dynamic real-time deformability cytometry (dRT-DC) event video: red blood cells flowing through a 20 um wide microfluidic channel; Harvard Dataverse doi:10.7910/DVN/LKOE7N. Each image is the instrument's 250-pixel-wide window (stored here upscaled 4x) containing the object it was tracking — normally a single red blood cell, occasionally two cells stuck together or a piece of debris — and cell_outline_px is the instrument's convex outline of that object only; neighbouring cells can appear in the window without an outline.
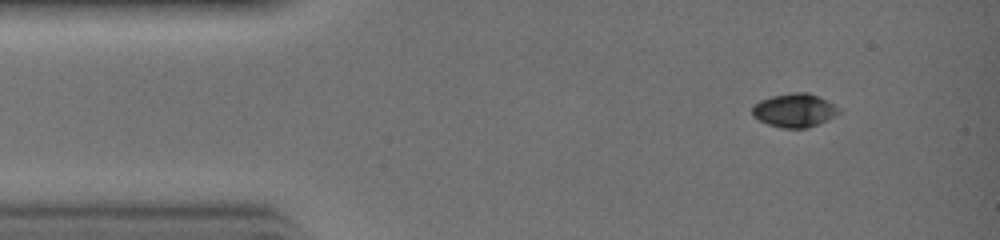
{"species": "common noctule bat (a hibernating species)", "species_latin": "Nyctalus noctula", "temperature_condition": "warm", "stored_images_in_passage": 29, "camera_frame_rate_fps": 3000, "um_per_image_px": 0.085, "animal": {"sex": "female", "body_mass_g": 19.0, "forearm_length_mm": 51.5}, "frame": {"image": 1, "passage_image": 1, "time_ms": 0.0, "image_size_px": [1000, 240], "cell_outline_px": [[840, 112], [828, 120], [808, 128], [784, 128], [768, 124], [752, 116], [752, 104], [760, 100], [772, 96], [792, 92], [808, 92], [840, 108]], "centroid_in_image_um": [67.5, 9.38], "position_along_channel_um": 17.5, "area_um2": 16.88}}
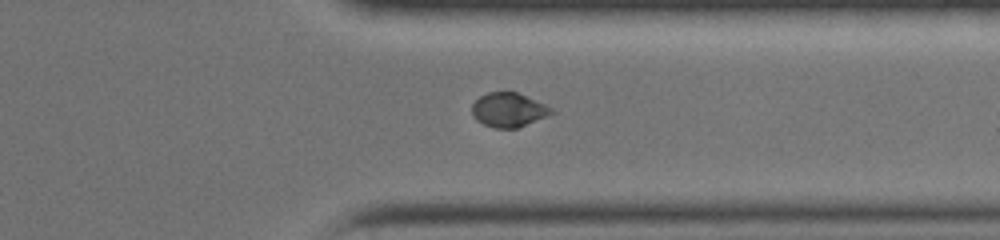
{"frame": {"image": 2, "passage_image": 22, "time_ms": 7.0, "image_size_px": [1000, 240], "cell_outline_px": [[556, 112], [516, 128], [496, 128], [484, 124], [476, 120], [472, 116], [472, 104], [480, 96], [488, 92], [504, 88], [508, 88], [544, 104], [552, 108]], "centroid_in_image_um": [43.19, 9.29], "position_along_channel_um": 368.2, "area_um2": 16.13}}
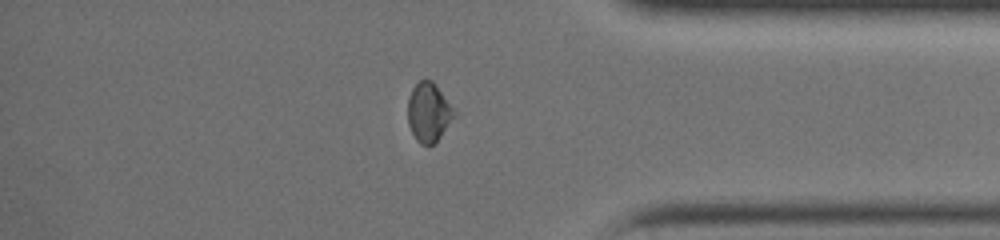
{"frame": {"image": 3, "passage_image": 24, "time_ms": 7.667, "image_size_px": [1000, 240], "cell_outline_px": [[456, 116], [440, 136], [432, 144], [420, 144], [416, 140], [408, 124], [408, 96], [412, 88], [420, 80], [432, 80], [436, 84], [456, 112]], "centroid_in_image_um": [36.43, 9.52], "position_along_channel_um": 398.8, "area_um2": 15.9}}